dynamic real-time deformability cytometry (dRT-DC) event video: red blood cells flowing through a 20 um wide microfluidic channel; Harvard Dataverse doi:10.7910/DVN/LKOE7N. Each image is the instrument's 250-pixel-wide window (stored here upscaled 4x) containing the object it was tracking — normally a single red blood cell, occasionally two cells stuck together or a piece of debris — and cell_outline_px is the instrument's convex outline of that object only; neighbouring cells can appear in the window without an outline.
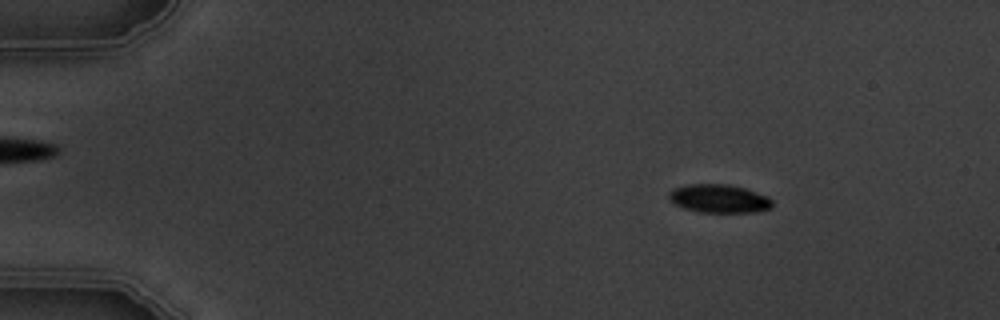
{"species": "common noctule bat (a hibernating species)", "species_latin": "Nyctalus noctula", "temperature_condition": "warm", "stored_images_in_passage": 4, "camera_frame_rate_fps": 3000, "um_per_image_px": 0.085, "animal": {"sex": "male", "body_mass_g": 19.5, "forearm_length_mm": 54.6}, "frame": {"image": 1, "passage_image": 2, "time_ms": 1.333, "image_size_px": [1000, 320], "cell_outline_px": [[772, 208], [756, 212], [700, 212], [684, 208], [668, 200], [668, 192], [672, 188], [688, 184], [728, 184], [744, 188], [768, 196], [772, 200]], "centroid_in_image_um": [61.1, 16.88], "position_along_channel_um": 23.9, "area_um2": 17.22}}
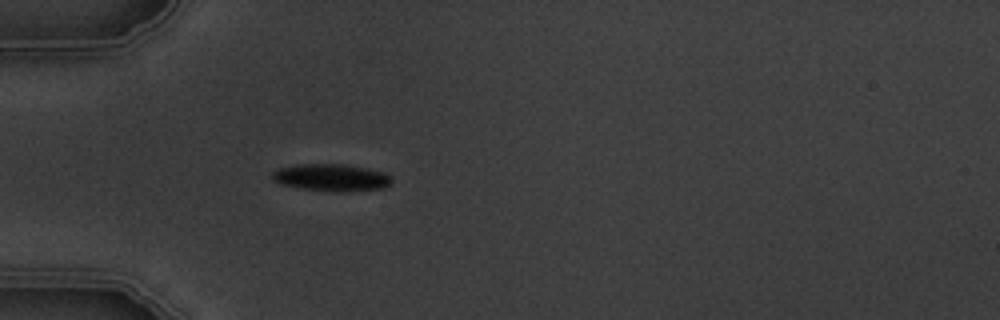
{"frame": {"image": 2, "passage_image": 4, "time_ms": 4.333, "image_size_px": [1000, 320], "cell_outline_px": [[392, 184], [384, 188], [344, 192], [340, 192], [304, 188], [280, 184], [272, 180], [272, 172], [276, 168], [296, 164], [344, 164], [384, 172], [392, 176]], "centroid_in_image_um": [28.17, 15.08], "position_along_channel_um": 56.8, "area_um2": 19.02}}